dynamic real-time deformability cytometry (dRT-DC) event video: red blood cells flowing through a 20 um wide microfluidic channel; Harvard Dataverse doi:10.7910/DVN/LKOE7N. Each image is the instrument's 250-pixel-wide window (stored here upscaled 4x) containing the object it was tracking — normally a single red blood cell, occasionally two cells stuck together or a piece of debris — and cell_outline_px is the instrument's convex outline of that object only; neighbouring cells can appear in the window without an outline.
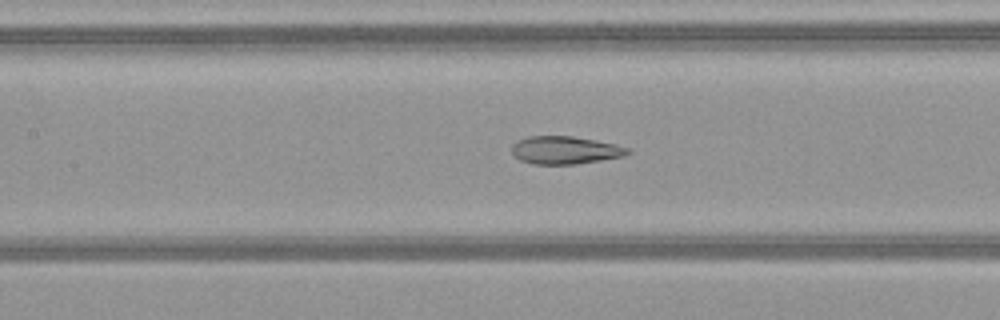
{"species": "common noctule bat (a hibernating species)", "species_latin": "Nyctalus noctula", "temperature_condition": "warm", "stored_images_in_passage": 49, "camera_frame_rate_fps": 3000, "um_per_image_px": 0.085, "animal": {"sex": "female", "body_mass_g": 21.9}, "frame": {"image": 1, "passage_image": 21, "time_ms": 6.667, "image_size_px": [1000, 320], "cell_outline_px": [[632, 152], [624, 156], [576, 164], [532, 164], [520, 160], [512, 152], [512, 144], [516, 140], [528, 136], [572, 136], [596, 140], [616, 144], [632, 148]], "centroid_in_image_um": [48.06, 12.75], "position_along_channel_um": 159.3, "area_um2": 18.96}}
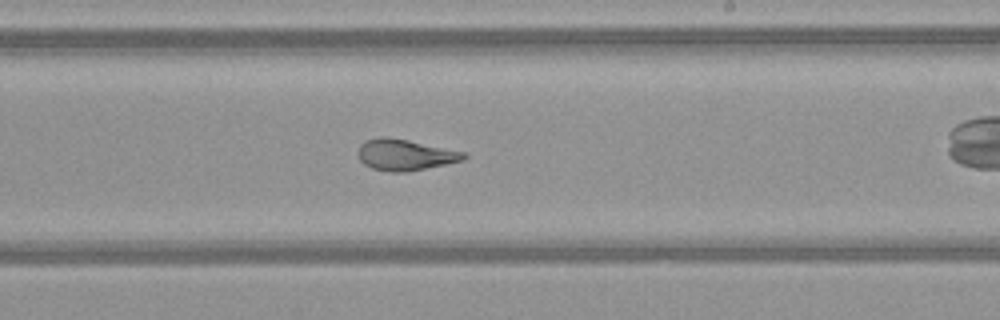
{"frame": {"image": 2, "passage_image": 28, "time_ms": 9.0, "image_size_px": [1000, 320], "cell_outline_px": [[468, 156], [464, 160], [404, 172], [392, 172], [372, 168], [364, 164], [360, 160], [356, 152], [360, 144], [364, 140], [408, 140], [464, 152]], "centroid_in_image_um": [34.43, 13.2], "position_along_channel_um": 254.6, "area_um2": 18.38}}
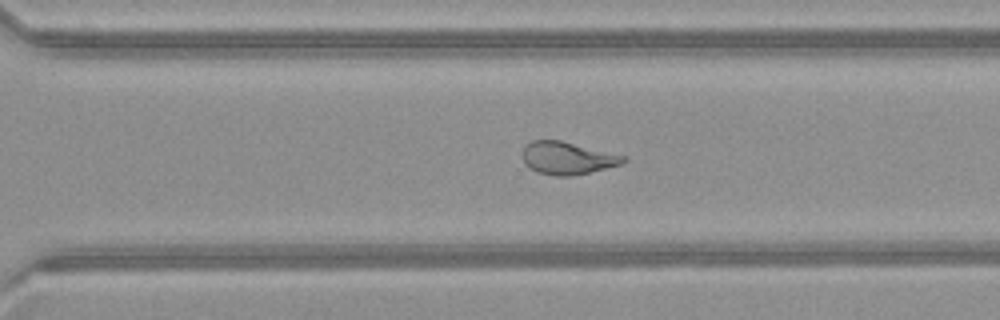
{"frame": {"image": 3, "passage_image": 33, "time_ms": 10.667, "image_size_px": [1000, 320], "cell_outline_px": [[628, 160], [624, 164], [588, 172], [568, 176], [556, 176], [540, 172], [524, 164], [520, 152], [524, 144], [532, 140], [560, 140], [628, 156]], "centroid_in_image_um": [48.23, 13.41], "position_along_channel_um": 322.4, "area_um2": 19.36}, "authors_computed_cell_mechanics": {"area_um2": 22.8888, "velocity_mm_per_s": 4.0953, "shape_relaxation_time_tau1_ms": 11.0172, "shape_relaxation_time_tau2_ms": 1.4251, "deformation_change_tau1": 0.2803, "deformation_change_tau2": 0.0793}}